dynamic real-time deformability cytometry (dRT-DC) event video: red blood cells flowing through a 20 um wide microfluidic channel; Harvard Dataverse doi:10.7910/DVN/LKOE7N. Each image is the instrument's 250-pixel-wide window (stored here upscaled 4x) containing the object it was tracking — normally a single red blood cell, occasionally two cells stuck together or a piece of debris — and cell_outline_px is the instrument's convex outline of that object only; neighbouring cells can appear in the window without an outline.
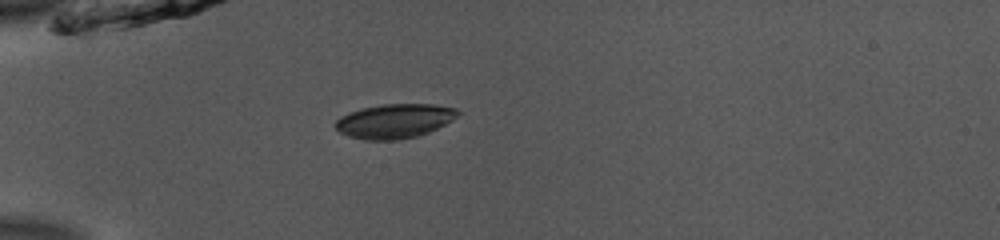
{"species": "common noctule bat (a hibernating species)", "species_latin": "Nyctalus noctula", "temperature_condition": "room temperature", "stored_images_in_passage": 38, "camera_frame_rate_fps": 3000, "um_per_image_px": 0.085, "animal": {"sex": "male", "body_mass_g": 13.0, "forearm_length_mm": 53.1}, "frame": {"image": 1, "passage_image": 1, "time_ms": 0.0, "image_size_px": [1000, 240], "cell_outline_px": [[460, 112], [452, 120], [428, 132], [416, 136], [396, 140], [364, 140], [348, 136], [340, 132], [336, 128], [336, 120], [340, 116], [348, 112], [360, 108], [380, 104], [436, 104], [456, 108]], "centroid_in_image_um": [33.5, 10.28], "position_along_channel_um": 51.5, "area_um2": 24.51}}
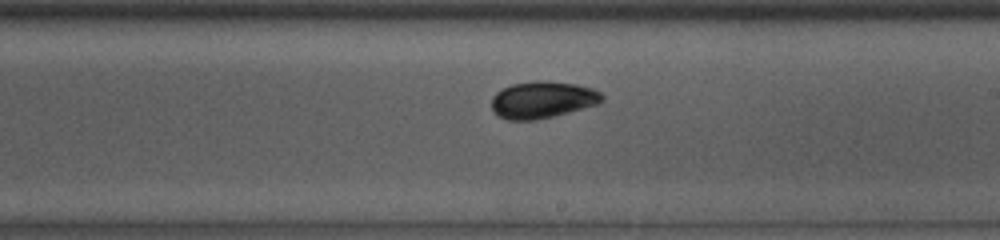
{"frame": {"image": 2, "passage_image": 17, "time_ms": 5.333, "image_size_px": [1000, 240], "cell_outline_px": [[604, 96], [596, 104], [568, 112], [536, 120], [508, 120], [500, 116], [492, 108], [492, 96], [496, 92], [512, 84], [576, 84], [592, 88], [600, 92]], "centroid_in_image_um": [46.09, 8.53], "position_along_channel_um": 242.9, "area_um2": 22.43}}
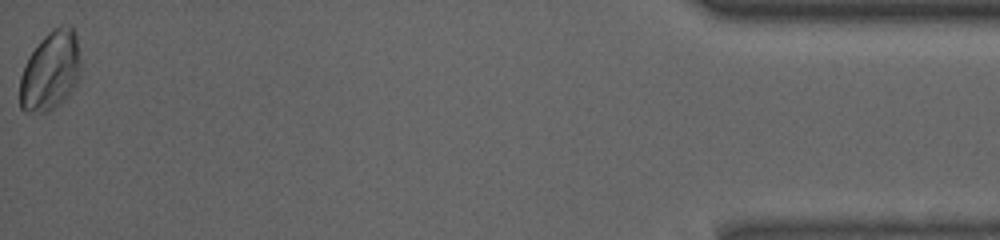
{"frame": {"image": 3, "passage_image": 38, "time_ms": 12.333, "image_size_px": [1000, 240], "cell_outline_px": [[80, 76], [76, 84], [64, 100], [60, 104], [48, 112], [24, 112], [20, 108], [20, 76], [24, 64], [28, 56], [40, 40], [52, 28], [60, 24], [72, 24], [76, 32], [80, 60]], "centroid_in_image_um": [4.29, 5.99], "position_along_channel_um": 430.9, "area_um2": 28.61}, "authors_computed_cell_mechanics": {"area_um2": 22.9466, "velocity_mm_per_s": 3.8557, "shape_relaxation_time_tau1_ms": 2.7415, "shape_relaxation_time_tau2_ms": 2.6044, "deformation_change_tau1": 0.1262, "deformation_change_tau2": 0.0371}}